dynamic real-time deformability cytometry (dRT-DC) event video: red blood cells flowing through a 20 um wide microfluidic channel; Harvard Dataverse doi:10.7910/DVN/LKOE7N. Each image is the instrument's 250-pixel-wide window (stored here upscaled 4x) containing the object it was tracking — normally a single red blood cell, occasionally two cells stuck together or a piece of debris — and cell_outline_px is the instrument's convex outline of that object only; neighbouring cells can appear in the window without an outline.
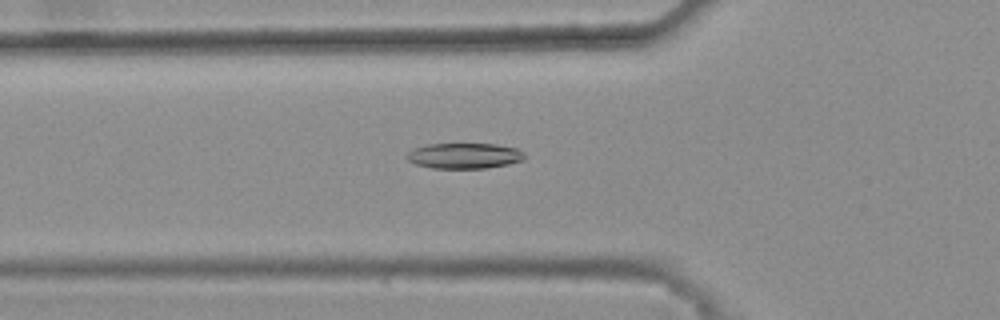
{"species": "common noctule bat (a hibernating species)", "species_latin": "Nyctalus noctula", "temperature_condition": "warm", "stored_images_in_passage": 44, "camera_frame_rate_fps": 3000, "um_per_image_px": 0.085, "animal": {"sex": "female", "body_mass_g": 25.1}, "frame": {"image": 1, "passage_image": 16, "time_ms": 5.0, "image_size_px": [1000, 320], "cell_outline_px": [[524, 160], [508, 164], [484, 168], [432, 168], [416, 164], [408, 160], [408, 152], [412, 148], [428, 144], [496, 144], [516, 148], [524, 152]], "centroid_in_image_um": [39.47, 13.23], "position_along_channel_um": 86.3, "area_um2": 17.46}}
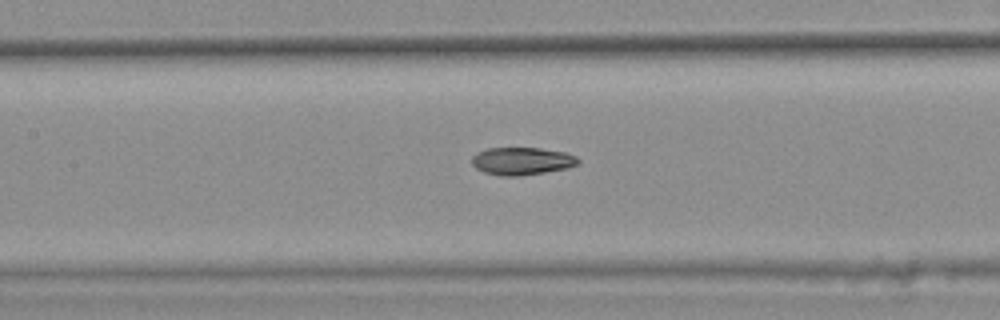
{"frame": {"image": 2, "passage_image": 22, "time_ms": 7.0, "image_size_px": [1000, 320], "cell_outline_px": [[580, 164], [568, 168], [520, 176], [500, 176], [484, 172], [476, 168], [472, 164], [472, 156], [476, 152], [488, 148], [540, 148], [564, 152], [576, 156], [580, 160]], "centroid_in_image_um": [44.36, 13.69], "position_along_channel_um": 163.0, "area_um2": 17.22}}
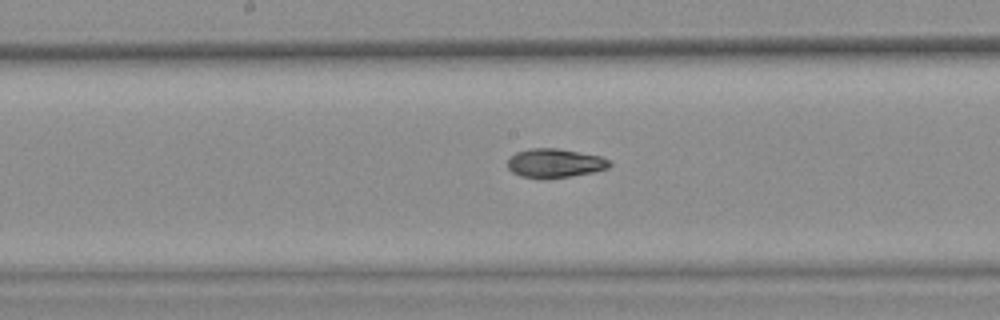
{"frame": {"image": 3, "passage_image": 25, "time_ms": 8.0, "image_size_px": [1000, 320], "cell_outline_px": [[612, 164], [608, 168], [592, 172], [568, 176], [520, 176], [512, 172], [508, 168], [508, 160], [516, 152], [532, 148], [556, 148], [600, 156], [608, 160]], "centroid_in_image_um": [47.17, 13.83], "position_along_channel_um": 201.0, "area_um2": 16.47}, "authors_computed_cell_mechanics": {"area_um2": 17.5134, "velocity_mm_per_s": 3.8086, "shape_relaxation_time_tau1_ms": 10.8021, "shape_relaxation_time_tau2_ms": 3.2177, "deformation_change_tau1": 0.2482, "deformation_change_tau2": 0.0946}}